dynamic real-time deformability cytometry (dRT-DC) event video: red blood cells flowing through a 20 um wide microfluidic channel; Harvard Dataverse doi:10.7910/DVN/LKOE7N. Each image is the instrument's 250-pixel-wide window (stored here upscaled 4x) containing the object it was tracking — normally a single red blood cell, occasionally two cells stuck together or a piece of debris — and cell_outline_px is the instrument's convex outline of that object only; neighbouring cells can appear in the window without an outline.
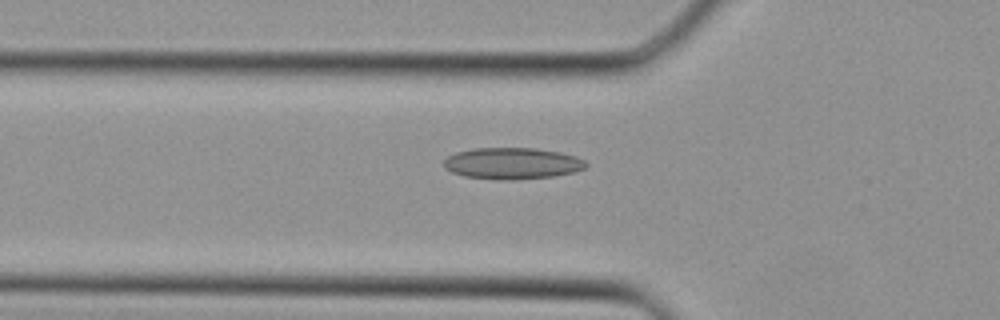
{"species": "Egyptian fruit bat (a non-hibernating species)", "species_latin": "Rousettus aegyptiacus", "temperature_condition": "cold", "stored_images_in_passage": 30, "camera_frame_rate_fps": 3000, "um_per_image_px": 0.085, "animal": {"sex": "female"}, "frame": {"image": 1, "passage_image": 5, "time_ms": 1.333, "image_size_px": [1000, 320], "cell_outline_px": [[588, 164], [584, 168], [576, 172], [552, 176], [516, 180], [496, 180], [464, 176], [452, 172], [444, 168], [444, 160], [448, 156], [456, 152], [472, 148], [536, 148], [560, 152], [576, 156], [584, 160]], "centroid_in_image_um": [43.54, 13.89], "position_along_channel_um": 82.3, "area_um2": 26.3}}
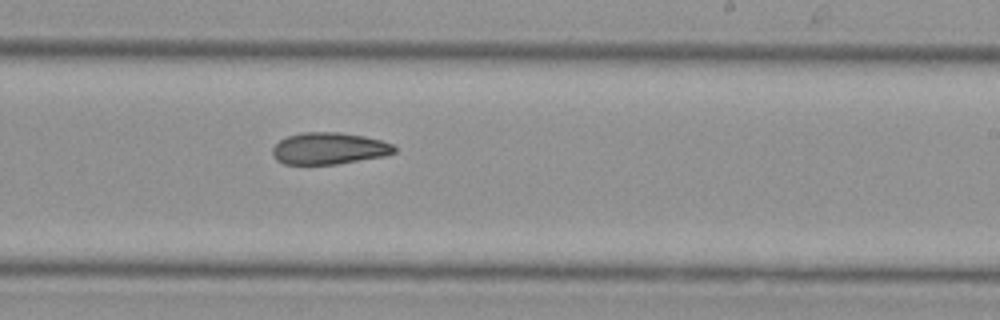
{"frame": {"image": 2, "passage_image": 15, "time_ms": 4.667, "image_size_px": [1000, 320], "cell_outline_px": [[396, 152], [384, 156], [336, 164], [284, 164], [276, 160], [272, 156], [272, 148], [280, 140], [288, 136], [304, 132], [340, 132], [364, 136], [380, 140], [392, 144], [396, 148]], "centroid_in_image_um": [27.95, 12.62], "position_along_channel_um": 261.0, "area_um2": 22.54}}
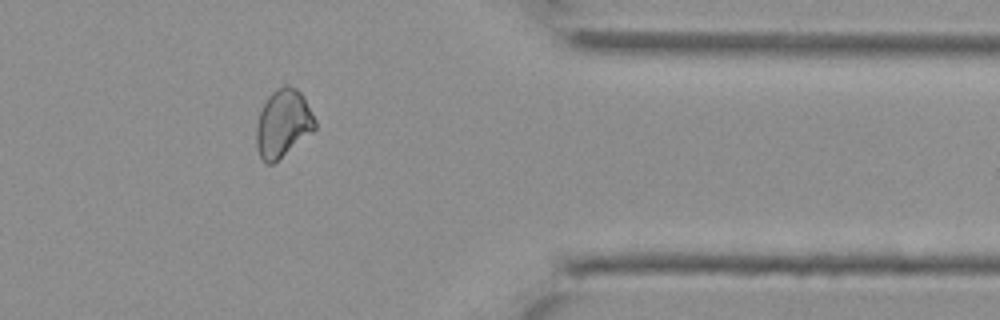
{"frame": {"image": 3, "passage_image": 23, "time_ms": 7.333, "image_size_px": [1000, 320], "cell_outline_px": [[316, 128], [312, 132], [272, 164], [264, 164], [256, 148], [256, 128], [260, 112], [268, 96], [276, 88], [284, 84], [296, 88], [304, 96], [316, 120]], "centroid_in_image_um": [24.05, 10.48], "position_along_channel_um": 387.3, "area_um2": 23.12}}